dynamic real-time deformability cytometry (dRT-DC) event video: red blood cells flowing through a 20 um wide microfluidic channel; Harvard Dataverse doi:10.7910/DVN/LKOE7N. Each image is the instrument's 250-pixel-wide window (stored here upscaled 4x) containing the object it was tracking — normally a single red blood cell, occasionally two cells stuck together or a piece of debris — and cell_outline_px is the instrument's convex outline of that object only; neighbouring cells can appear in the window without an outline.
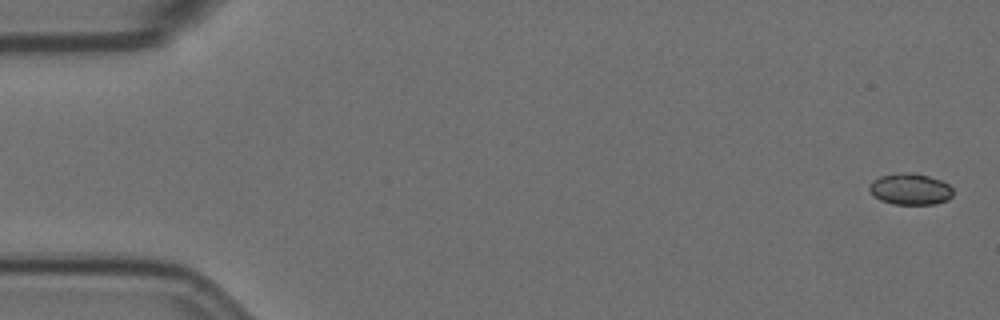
{"species": "Egyptian fruit bat (a non-hibernating species)", "species_latin": "Rousettus aegyptiacus", "temperature_condition": "room temperature", "stored_images_in_passage": 57, "camera_frame_rate_fps": 3000, "um_per_image_px": 0.085, "animal": {"sex": "female"}, "frame": {"image": 1, "passage_image": 1, "time_ms": 0.0, "image_size_px": [1000, 320], "cell_outline_px": [[952, 196], [948, 200], [936, 204], [892, 204], [880, 200], [868, 188], [872, 180], [880, 176], [904, 172], [908, 172], [928, 176], [940, 180], [948, 184], [952, 188]], "centroid_in_image_um": [77.38, 16.08], "position_along_channel_um": 7.6, "area_um2": 15.2}}
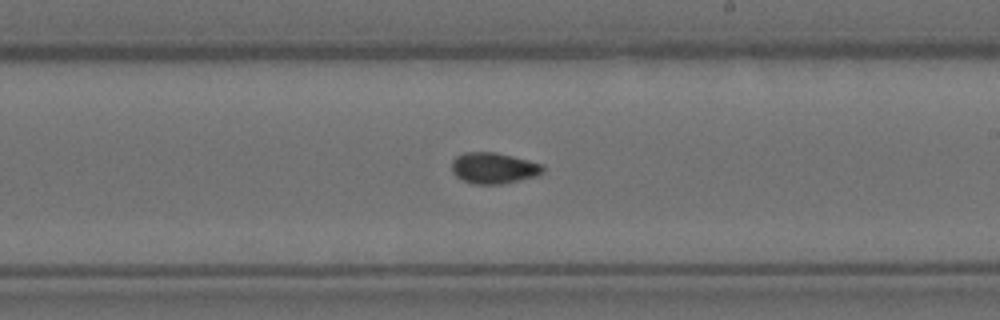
{"frame": {"image": 2, "passage_image": 33, "time_ms": 10.667, "image_size_px": [1000, 320], "cell_outline_px": [[544, 172], [540, 176], [500, 184], [472, 184], [456, 176], [452, 172], [452, 160], [456, 156], [464, 152], [496, 152], [544, 164]], "centroid_in_image_um": [41.99, 14.29], "position_along_channel_um": 247.0, "area_um2": 16.7}}
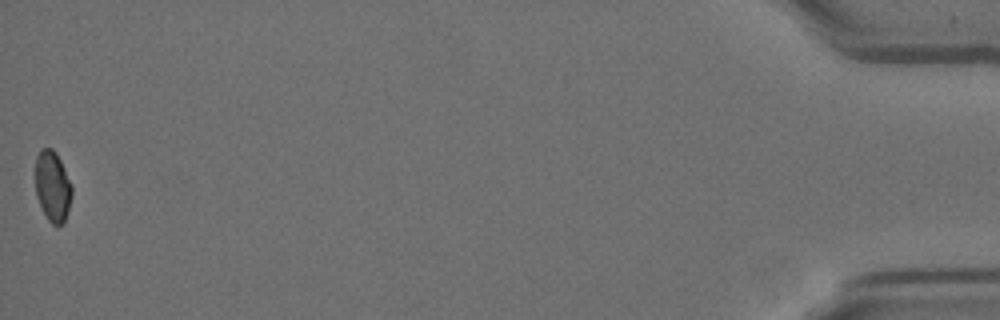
{"frame": {"image": 3, "passage_image": 57, "time_ms": 18.667, "image_size_px": [1000, 320], "cell_outline_px": [[72, 196], [64, 224], [52, 224], [48, 220], [36, 196], [36, 156], [40, 148], [52, 148], [56, 152], [72, 184]], "centroid_in_image_um": [4.48, 15.82], "position_along_channel_um": 430.7, "area_um2": 15.03}, "authors_computed_cell_mechanics": {"area_um2": 15.7216, "velocity_mm_per_s": 3.5425, "shape_relaxation_time_tau1_ms": null, "shape_relaxation_time_tau2_ms": 2.9234, "deformation_change_tau1": null, "deformation_change_tau2": 0.0399}}